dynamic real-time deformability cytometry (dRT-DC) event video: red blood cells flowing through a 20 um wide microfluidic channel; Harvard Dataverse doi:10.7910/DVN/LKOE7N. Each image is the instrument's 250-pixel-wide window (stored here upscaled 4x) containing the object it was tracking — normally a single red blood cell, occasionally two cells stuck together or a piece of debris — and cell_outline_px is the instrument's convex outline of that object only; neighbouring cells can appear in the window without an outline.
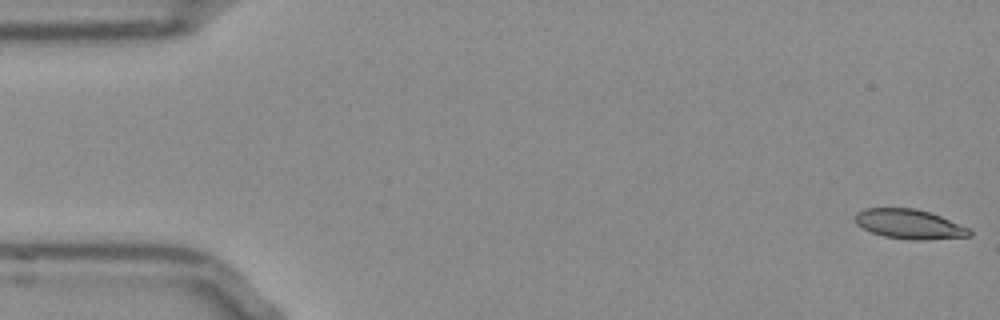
{"species": "Egyptian fruit bat (a non-hibernating species)", "species_latin": "Rousettus aegyptiacus", "temperature_condition": "room temperature", "stored_images_in_passage": 53, "camera_frame_rate_fps": 3000, "um_per_image_px": 0.085, "frame": {"image": 1, "passage_image": 1, "time_ms": 0.0, "image_size_px": [1000, 320], "cell_outline_px": [[972, 236], [928, 240], [912, 240], [884, 236], [872, 232], [856, 224], [852, 216], [856, 212], [864, 208], [916, 208], [940, 216], [968, 228], [972, 232]], "centroid_in_image_um": [77.26, 19.05], "position_along_channel_um": 7.7, "area_um2": 19.77}}
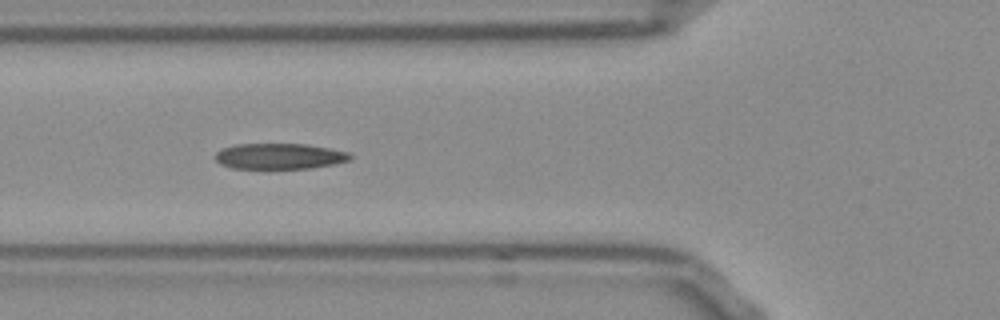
{"frame": {"image": 2, "passage_image": 19, "time_ms": 6.0, "image_size_px": [1000, 320], "cell_outline_px": [[352, 156], [348, 160], [336, 164], [312, 168], [232, 168], [220, 164], [212, 156], [216, 152], [224, 148], [236, 144], [304, 144], [328, 148], [348, 152]], "centroid_in_image_um": [23.73, 13.28], "position_along_channel_um": 102.1, "area_um2": 20.17}}
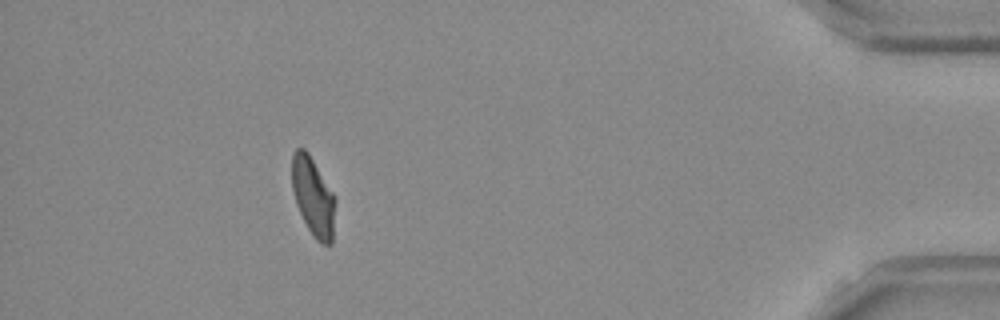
{"frame": {"image": 3, "passage_image": 48, "time_ms": 15.667, "image_size_px": [1000, 320], "cell_outline_px": [[336, 200], [332, 244], [320, 244], [316, 240], [308, 228], [296, 204], [292, 188], [292, 156], [296, 148], [304, 148], [308, 152], [332, 192]], "centroid_in_image_um": [26.62, 16.74], "position_along_channel_um": 408.6, "area_um2": 19.71}, "authors_computed_cell_mechanics": {"area_um2": 20.23, "velocity_mm_per_s": 3.7816, "shape_relaxation_time_tau1_ms": 7.0716, "shape_relaxation_time_tau2_ms": 1.1453, "deformation_change_tau1": 0.2089, "deformation_change_tau2": 0.08}}